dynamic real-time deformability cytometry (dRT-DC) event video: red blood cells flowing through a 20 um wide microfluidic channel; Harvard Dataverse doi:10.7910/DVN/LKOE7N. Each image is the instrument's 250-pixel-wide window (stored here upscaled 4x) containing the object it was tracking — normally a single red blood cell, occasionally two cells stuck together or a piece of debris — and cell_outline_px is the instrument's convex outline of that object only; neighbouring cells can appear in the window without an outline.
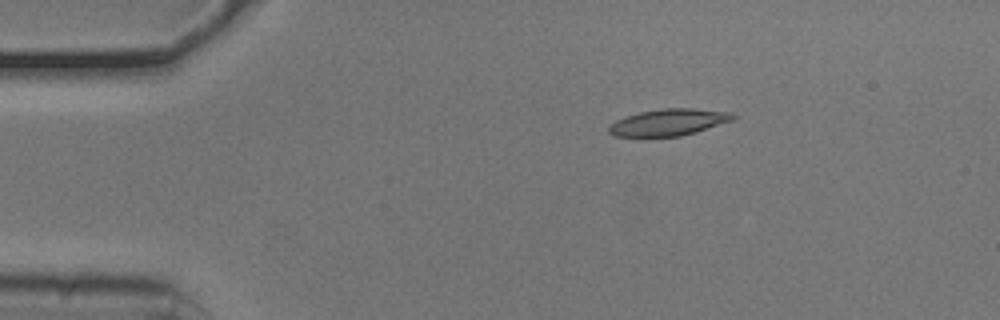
{"species": "common noctule bat (a hibernating species)", "species_latin": "Nyctalus noctula", "temperature_condition": "cold", "stored_images_in_passage": 32, "camera_frame_rate_fps": 3000, "um_per_image_px": 0.085, "animal": {"sex": "male", "body_mass_g": 20.5, "forearm_length_mm": 52.5}, "frame": {"image": 1, "passage_image": 1, "time_ms": 0.0, "image_size_px": [1000, 320], "cell_outline_px": [[736, 116], [732, 120], [680, 136], [616, 136], [608, 132], [608, 128], [616, 120], [624, 116], [640, 112], [660, 108], [696, 108], [732, 112]], "centroid_in_image_um": [56.82, 10.37], "position_along_channel_um": 28.2, "area_um2": 19.07}}
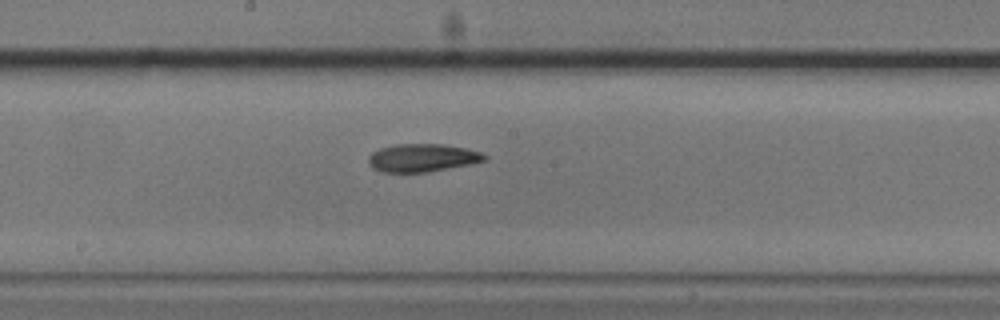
{"frame": {"image": 2, "passage_image": 20, "time_ms": 6.333, "image_size_px": [1000, 320], "cell_outline_px": [[488, 160], [428, 172], [380, 172], [372, 168], [368, 164], [368, 156], [372, 152], [380, 148], [396, 144], [444, 144], [464, 148], [480, 152], [488, 156]], "centroid_in_image_um": [35.86, 13.41], "position_along_channel_um": 212.3, "area_um2": 18.96}}
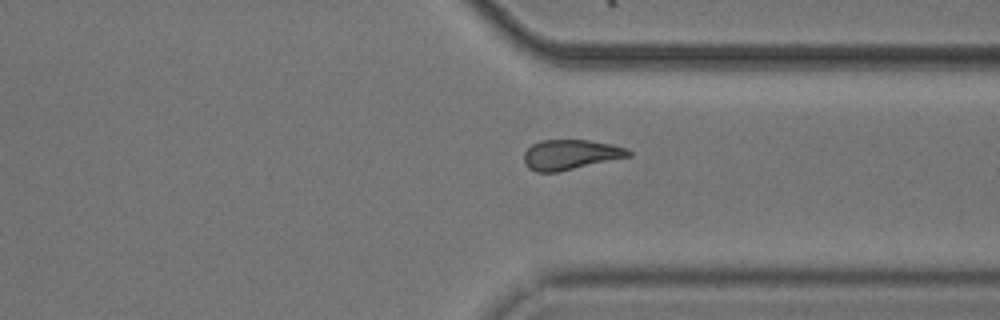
{"frame": {"image": 3, "passage_image": 32, "time_ms": 10.333, "image_size_px": [1000, 320], "cell_outline_px": [[632, 156], [560, 172], [536, 172], [528, 168], [524, 164], [524, 152], [532, 144], [540, 140], [588, 140], [612, 144], [628, 148], [632, 152]], "centroid_in_image_um": [48.51, 13.15], "position_along_channel_um": 362.9, "area_um2": 18.61}}